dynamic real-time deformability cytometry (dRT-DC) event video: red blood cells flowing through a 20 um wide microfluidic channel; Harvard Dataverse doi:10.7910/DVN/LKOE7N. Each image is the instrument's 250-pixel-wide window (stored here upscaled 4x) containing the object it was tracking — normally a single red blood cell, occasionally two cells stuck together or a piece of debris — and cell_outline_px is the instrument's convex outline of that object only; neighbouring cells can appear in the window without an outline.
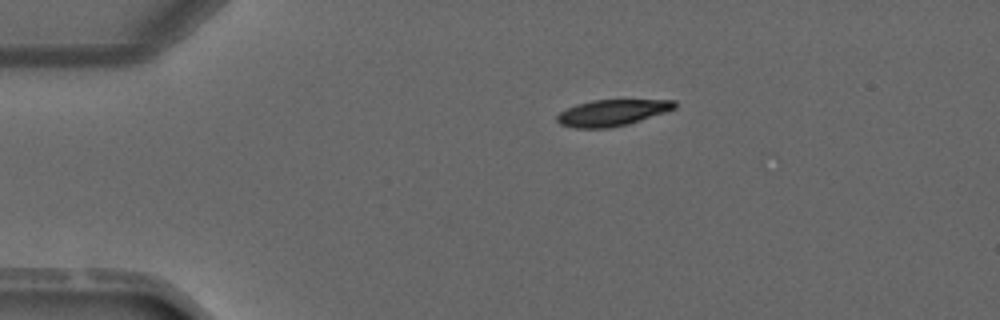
{"species": "common noctule bat (a hibernating species)", "species_latin": "Nyctalus noctula", "temperature_condition": "warm", "stored_images_in_passage": 2, "camera_frame_rate_fps": 3000, "um_per_image_px": 0.085, "animal": {"sex": "male", "forearm_length_mm": 52.5}, "frame": {"image": 1, "passage_image": 1, "time_ms": 0.0, "image_size_px": [1000, 320], "cell_outline_px": [[676, 108], [628, 124], [608, 128], [572, 128], [560, 124], [556, 120], [556, 116], [560, 112], [576, 104], [592, 100], [676, 100]], "centroid_in_image_um": [51.99, 9.58], "position_along_channel_um": 33.0, "area_um2": 17.92}}